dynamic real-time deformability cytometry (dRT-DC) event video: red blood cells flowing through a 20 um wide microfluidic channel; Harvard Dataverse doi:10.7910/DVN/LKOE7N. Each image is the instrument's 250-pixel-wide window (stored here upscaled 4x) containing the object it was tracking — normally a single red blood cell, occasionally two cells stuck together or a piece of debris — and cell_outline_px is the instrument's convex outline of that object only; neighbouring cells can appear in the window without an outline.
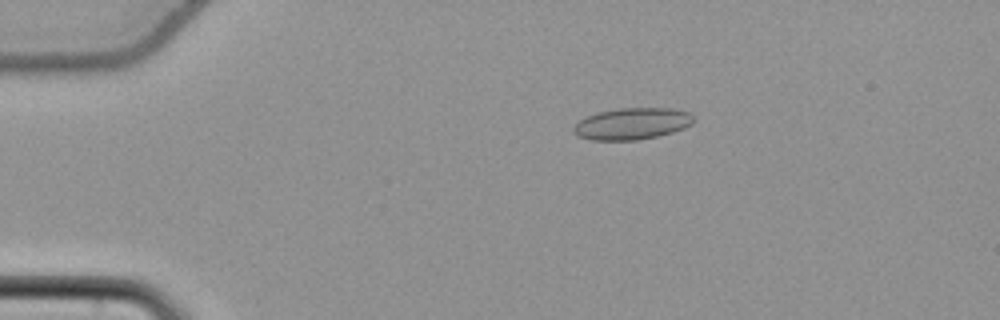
{"species": "common noctule bat (a hibernating species)", "species_latin": "Nyctalus noctula", "temperature_condition": "cold", "stored_images_in_passage": 56, "camera_frame_rate_fps": 3000, "um_per_image_px": 0.085, "animal": {"sex": "female", "body_mass_g": 22.7, "forearm_length_mm": 54.2}, "frame": {"image": 1, "passage_image": 12, "time_ms": 3.667, "image_size_px": [1000, 320], "cell_outline_px": [[696, 120], [692, 124], [684, 128], [672, 132], [656, 136], [636, 140], [592, 140], [576, 136], [572, 132], [572, 128], [580, 120], [588, 116], [600, 112], [620, 108], [672, 108], [688, 112], [696, 116]], "centroid_in_image_um": [53.75, 10.51], "position_along_channel_um": 31.2, "area_um2": 22.2}}
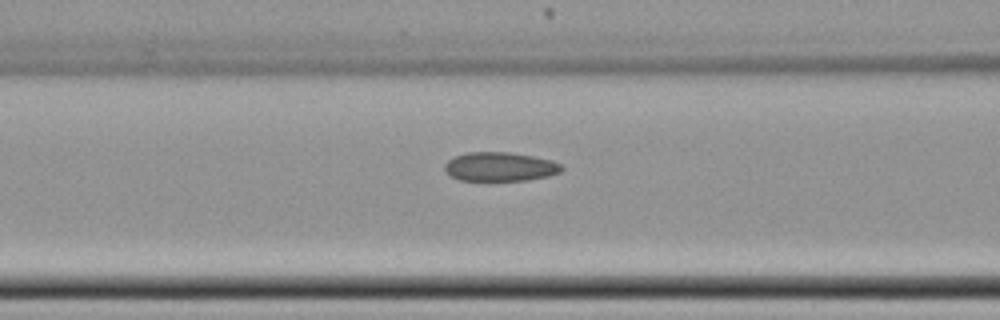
{"frame": {"image": 2, "passage_image": 24, "time_ms": 7.667, "image_size_px": [1000, 320], "cell_outline_px": [[564, 168], [560, 172], [548, 176], [528, 180], [460, 180], [448, 176], [444, 172], [444, 164], [448, 160], [456, 156], [468, 152], [508, 152], [532, 156], [552, 160], [560, 164]], "centroid_in_image_um": [42.47, 14.17], "position_along_channel_um": 124.1, "area_um2": 19.83}}
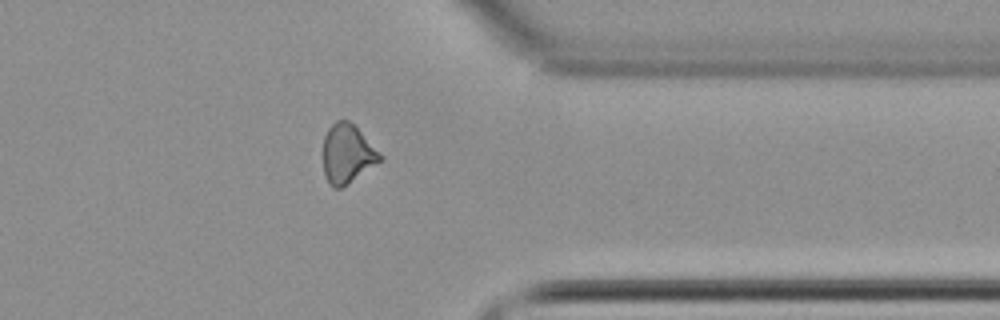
{"frame": {"image": 3, "passage_image": 45, "time_ms": 14.667, "image_size_px": [1000, 320], "cell_outline_px": [[384, 156], [380, 160], [348, 184], [340, 188], [332, 188], [328, 184], [324, 176], [324, 136], [328, 128], [336, 120], [348, 120]], "centroid_in_image_um": [29.49, 13.09], "position_along_channel_um": 381.9, "area_um2": 19.25}, "authors_computed_cell_mechanics": {"area_um2": 20.3167, "velocity_mm_per_s": 3.7974, "shape_relaxation_time_tau1_ms": 4.06, "shape_relaxation_time_tau2_ms": 4.3534, "deformation_change_tau1": 0.0646, "deformation_change_tau2": 0.1068}}